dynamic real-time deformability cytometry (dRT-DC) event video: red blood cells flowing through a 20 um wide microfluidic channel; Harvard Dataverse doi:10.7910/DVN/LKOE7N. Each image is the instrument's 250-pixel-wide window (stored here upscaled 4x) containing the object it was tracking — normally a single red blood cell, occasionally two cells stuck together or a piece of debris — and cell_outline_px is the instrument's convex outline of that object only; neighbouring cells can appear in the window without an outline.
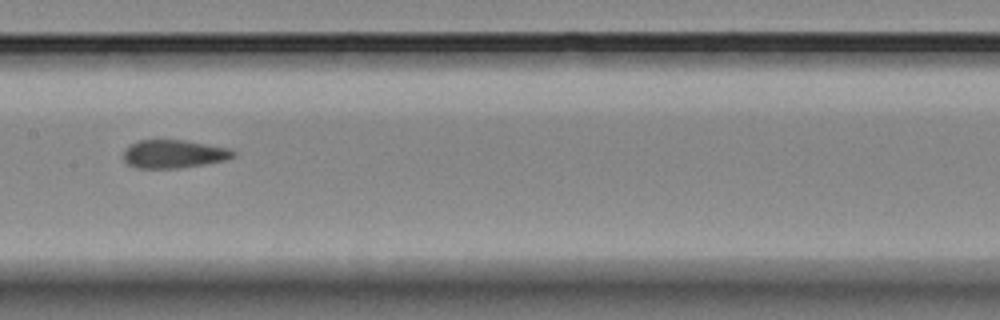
{"species": "Egyptian fruit bat (a non-hibernating species)", "species_latin": "Rousettus aegyptiacus", "temperature_condition": "room temperature", "stored_images_in_passage": 7, "camera_frame_rate_fps": 3000, "um_per_image_px": 0.085, "animal": {"sex": "female"}, "frame": {"image": 1, "passage_image": 5, "time_ms": 4.667, "image_size_px": [1000, 320], "cell_outline_px": [[236, 156], [228, 160], [180, 168], [136, 168], [128, 164], [124, 160], [124, 148], [136, 140], [184, 140], [232, 148], [236, 152]], "centroid_in_image_um": [14.8, 13.08], "position_along_channel_um": 192.6, "area_um2": 18.38}}
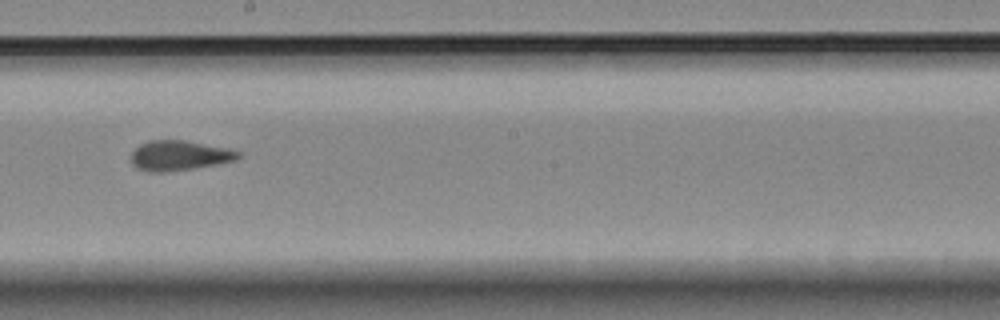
{"frame": {"image": 2, "passage_image": 6, "time_ms": 5.667, "image_size_px": [1000, 320], "cell_outline_px": [[240, 156], [236, 160], [216, 164], [192, 168], [164, 172], [148, 172], [136, 168], [132, 164], [132, 152], [140, 144], [148, 140], [184, 140], [228, 148], [240, 152]], "centroid_in_image_um": [15.22, 13.21], "position_along_channel_um": 233.0, "area_um2": 18.61}}
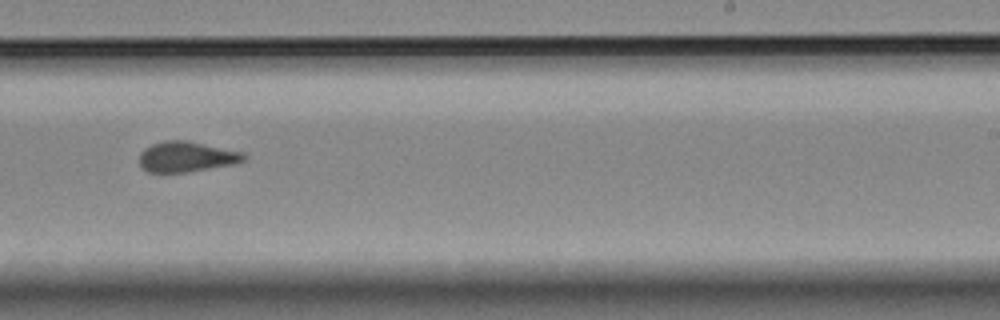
{"frame": {"image": 3, "passage_image": 7, "time_ms": 6.667, "image_size_px": [1000, 320], "cell_outline_px": [[248, 156], [244, 160], [232, 164], [188, 172], [148, 172], [140, 168], [140, 152], [144, 148], [152, 144], [164, 140], [188, 140], [244, 152]], "centroid_in_image_um": [15.84, 13.31], "position_along_channel_um": 273.2, "area_um2": 18.67}}